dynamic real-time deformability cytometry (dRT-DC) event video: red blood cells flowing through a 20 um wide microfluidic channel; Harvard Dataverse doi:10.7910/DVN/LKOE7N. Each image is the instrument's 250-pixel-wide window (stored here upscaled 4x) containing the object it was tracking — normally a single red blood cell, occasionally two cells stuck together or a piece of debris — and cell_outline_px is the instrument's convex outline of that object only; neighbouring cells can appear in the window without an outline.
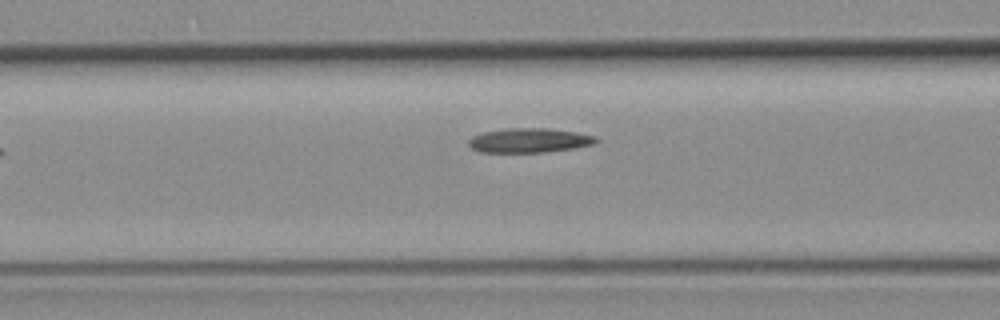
{"species": "common noctule bat (a hibernating species)", "species_latin": "Nyctalus noctula", "temperature_condition": "room temperature", "stored_images_in_passage": 7, "camera_frame_rate_fps": 3000, "um_per_image_px": 0.085, "animal": {"sex": "female", "body_mass_g": 19.3, "forearm_length_mm": 54.1}, "frame": {"image": 1, "passage_image": 7, "time_ms": 8.0, "image_size_px": [1000, 320], "cell_outline_px": [[600, 140], [596, 144], [572, 148], [544, 152], [480, 152], [472, 148], [468, 144], [468, 140], [472, 136], [484, 132], [508, 128], [548, 128], [576, 132], [596, 136]], "centroid_in_image_um": [45.01, 11.93], "position_along_channel_um": 121.6, "area_um2": 18.15}}